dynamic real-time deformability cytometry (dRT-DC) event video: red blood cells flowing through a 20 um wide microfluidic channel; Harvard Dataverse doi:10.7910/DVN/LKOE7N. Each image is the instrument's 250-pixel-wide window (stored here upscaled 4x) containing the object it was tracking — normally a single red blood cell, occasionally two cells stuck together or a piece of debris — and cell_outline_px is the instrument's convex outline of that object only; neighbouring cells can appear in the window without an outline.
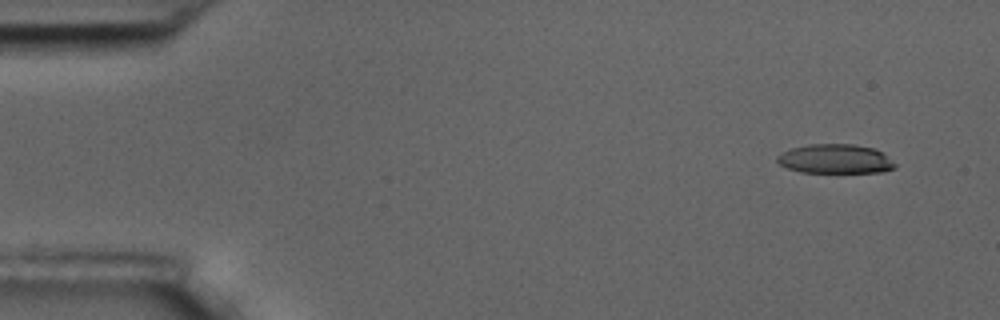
{"species": "common noctule bat (a hibernating species)", "species_latin": "Nyctalus noctula", "temperature_condition": "room temperature", "stored_images_in_passage": 4, "camera_frame_rate_fps": 3000, "um_per_image_px": 0.085, "animal": {"sex": "male", "body_mass_g": 17.5, "forearm_length_mm": 52.3}, "frame": {"image": 1, "passage_image": 1, "time_ms": 0.0, "image_size_px": [1000, 320], "cell_outline_px": [[896, 168], [884, 172], [800, 172], [788, 168], [780, 164], [776, 160], [776, 156], [792, 148], [808, 144], [852, 144], [872, 148], [880, 152], [896, 164]], "centroid_in_image_um": [70.99, 13.51], "position_along_channel_um": 14.0, "area_um2": 19.88}}
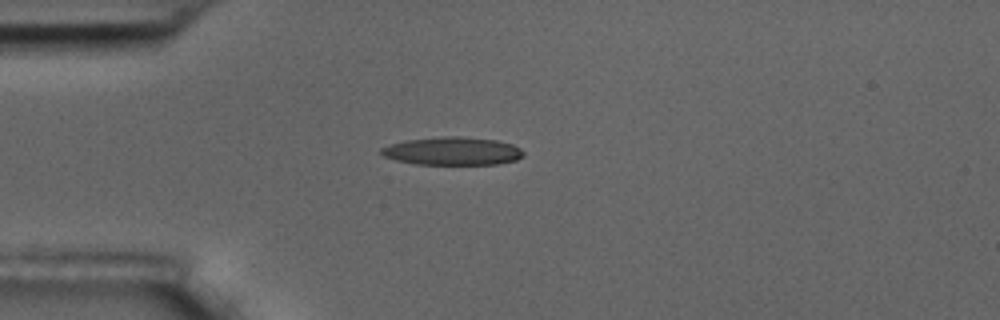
{"frame": {"image": 2, "passage_image": 4, "time_ms": 1.0, "image_size_px": [1000, 320], "cell_outline_px": [[524, 156], [516, 160], [496, 164], [416, 164], [396, 160], [384, 156], [380, 152], [380, 148], [404, 140], [440, 136], [460, 136], [496, 140], [512, 144], [520, 148], [524, 152]], "centroid_in_image_um": [38.47, 12.83], "position_along_channel_um": 46.5, "area_um2": 23.29}}